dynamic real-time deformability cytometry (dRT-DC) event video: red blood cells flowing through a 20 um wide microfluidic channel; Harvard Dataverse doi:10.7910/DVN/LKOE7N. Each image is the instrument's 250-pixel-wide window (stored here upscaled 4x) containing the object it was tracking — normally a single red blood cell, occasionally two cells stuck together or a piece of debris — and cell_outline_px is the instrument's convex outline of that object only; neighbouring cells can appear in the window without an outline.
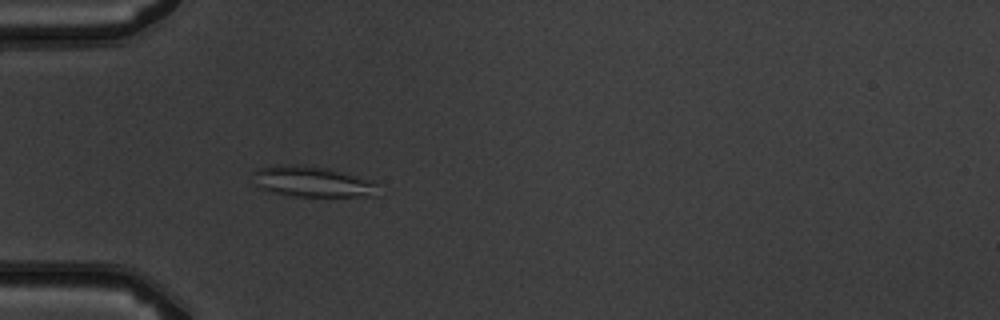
{"species": "common noctule bat (a hibernating species)", "species_latin": "Nyctalus noctula", "temperature_condition": "warm", "stored_images_in_passage": 5, "camera_frame_rate_fps": 3000, "um_per_image_px": 0.085, "animal": {"sex": "male", "body_mass_g": 19.5, "forearm_length_mm": 54.6}, "frame": {"image": 1, "passage_image": 5, "time_ms": 5.333, "image_size_px": [1000, 320], "cell_outline_px": [[376, 196], [296, 196], [268, 192], [260, 188], [256, 184], [252, 172], [256, 168], [276, 164], [304, 164], [328, 168], [372, 180], [376, 184]], "centroid_in_image_um": [26.48, 15.42], "position_along_channel_um": 58.5, "area_um2": 22.6}}